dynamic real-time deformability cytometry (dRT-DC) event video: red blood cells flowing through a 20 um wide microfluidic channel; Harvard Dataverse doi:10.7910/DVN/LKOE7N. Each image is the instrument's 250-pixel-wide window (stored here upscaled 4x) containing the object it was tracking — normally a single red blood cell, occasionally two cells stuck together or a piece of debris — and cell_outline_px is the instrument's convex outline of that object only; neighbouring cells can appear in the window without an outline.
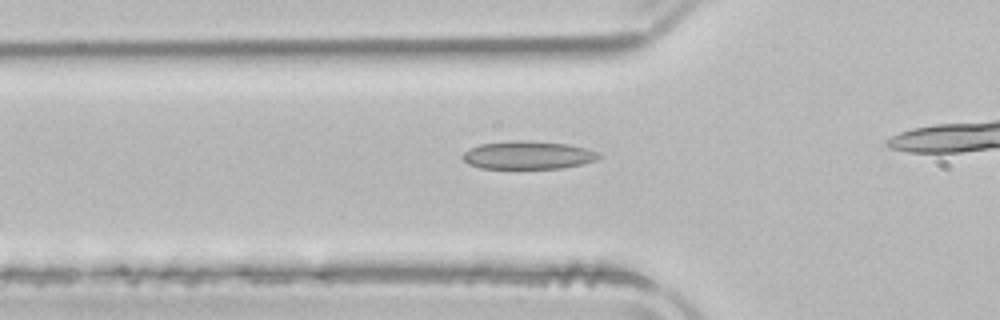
{"species": "common noctule bat (a hibernating species)", "species_latin": "Nyctalus noctula", "temperature_condition": "room temperature", "stored_images_in_passage": 36, "camera_frame_rate_fps": 3000, "um_per_image_px": 0.085, "animal": {"sex": "male", "body_mass_g": 21.5, "forearm_length_mm": 52.0}, "frame": {"image": 1, "passage_image": 12, "time_ms": 3.667, "image_size_px": [1000, 320], "cell_outline_px": [[600, 156], [596, 160], [580, 164], [560, 168], [480, 168], [468, 164], [460, 156], [464, 152], [480, 144], [512, 140], [520, 140], [568, 144], [600, 152]], "centroid_in_image_um": [44.85, 13.18], "position_along_channel_um": 80.9, "area_um2": 22.08}}
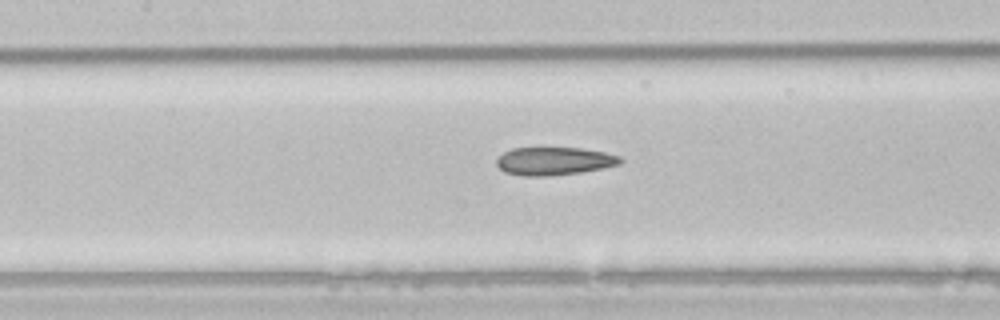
{"frame": {"image": 2, "passage_image": 18, "time_ms": 5.667, "image_size_px": [1000, 320], "cell_outline_px": [[624, 160], [620, 164], [604, 168], [580, 172], [548, 176], [520, 176], [504, 172], [496, 164], [496, 160], [504, 152], [512, 148], [544, 144], [580, 148], [604, 152], [620, 156]], "centroid_in_image_um": [47.07, 13.64], "position_along_channel_um": 160.3, "area_um2": 21.21}}
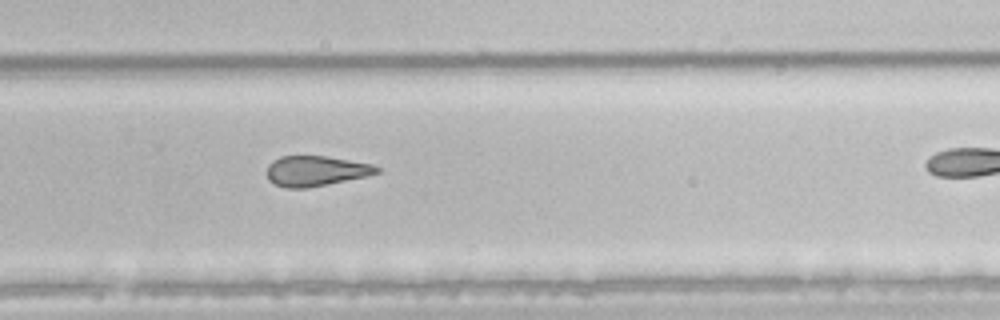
{"frame": {"image": 3, "passage_image": 29, "time_ms": 9.333, "image_size_px": [1000, 320], "cell_outline_px": [[380, 172], [364, 176], [308, 188], [284, 188], [268, 180], [268, 164], [272, 160], [280, 156], [328, 156], [372, 164], [380, 168]], "centroid_in_image_um": [26.82, 14.52], "position_along_channel_um": 303.0, "area_um2": 19.25}}